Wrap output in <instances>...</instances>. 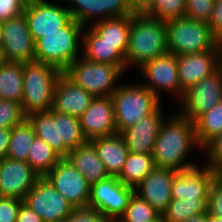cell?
<instances>
[{"instance_id": "15", "label": "cell", "mask_w": 222, "mask_h": 222, "mask_svg": "<svg viewBox=\"0 0 222 222\" xmlns=\"http://www.w3.org/2000/svg\"><path fill=\"white\" fill-rule=\"evenodd\" d=\"M71 17L87 27L97 21L133 15L136 10L130 0H67ZM94 20V21H93Z\"/></svg>"}, {"instance_id": "4", "label": "cell", "mask_w": 222, "mask_h": 222, "mask_svg": "<svg viewBox=\"0 0 222 222\" xmlns=\"http://www.w3.org/2000/svg\"><path fill=\"white\" fill-rule=\"evenodd\" d=\"M62 73L51 64L37 61L24 63L21 106L26 116L52 108L56 84Z\"/></svg>"}, {"instance_id": "24", "label": "cell", "mask_w": 222, "mask_h": 222, "mask_svg": "<svg viewBox=\"0 0 222 222\" xmlns=\"http://www.w3.org/2000/svg\"><path fill=\"white\" fill-rule=\"evenodd\" d=\"M66 158L87 179L90 185L110 176L91 141L70 150Z\"/></svg>"}, {"instance_id": "52", "label": "cell", "mask_w": 222, "mask_h": 222, "mask_svg": "<svg viewBox=\"0 0 222 222\" xmlns=\"http://www.w3.org/2000/svg\"><path fill=\"white\" fill-rule=\"evenodd\" d=\"M105 222H122L120 219H107Z\"/></svg>"}, {"instance_id": "25", "label": "cell", "mask_w": 222, "mask_h": 222, "mask_svg": "<svg viewBox=\"0 0 222 222\" xmlns=\"http://www.w3.org/2000/svg\"><path fill=\"white\" fill-rule=\"evenodd\" d=\"M91 142L107 173L110 176H118L129 153L124 137L117 133L108 137L94 139Z\"/></svg>"}, {"instance_id": "18", "label": "cell", "mask_w": 222, "mask_h": 222, "mask_svg": "<svg viewBox=\"0 0 222 222\" xmlns=\"http://www.w3.org/2000/svg\"><path fill=\"white\" fill-rule=\"evenodd\" d=\"M186 170L175 171L171 195L172 199H184L195 201L198 198H208L211 183L217 172L211 169L206 163Z\"/></svg>"}, {"instance_id": "41", "label": "cell", "mask_w": 222, "mask_h": 222, "mask_svg": "<svg viewBox=\"0 0 222 222\" xmlns=\"http://www.w3.org/2000/svg\"><path fill=\"white\" fill-rule=\"evenodd\" d=\"M206 164L216 172L222 167V133L213 139L204 149Z\"/></svg>"}, {"instance_id": "12", "label": "cell", "mask_w": 222, "mask_h": 222, "mask_svg": "<svg viewBox=\"0 0 222 222\" xmlns=\"http://www.w3.org/2000/svg\"><path fill=\"white\" fill-rule=\"evenodd\" d=\"M23 14L35 42L45 34L58 32L72 19L67 6L47 0H29Z\"/></svg>"}, {"instance_id": "14", "label": "cell", "mask_w": 222, "mask_h": 222, "mask_svg": "<svg viewBox=\"0 0 222 222\" xmlns=\"http://www.w3.org/2000/svg\"><path fill=\"white\" fill-rule=\"evenodd\" d=\"M2 52L6 61L30 63L34 61L35 41L30 34L24 14L2 22Z\"/></svg>"}, {"instance_id": "38", "label": "cell", "mask_w": 222, "mask_h": 222, "mask_svg": "<svg viewBox=\"0 0 222 222\" xmlns=\"http://www.w3.org/2000/svg\"><path fill=\"white\" fill-rule=\"evenodd\" d=\"M215 0H186L185 17L207 23Z\"/></svg>"}, {"instance_id": "39", "label": "cell", "mask_w": 222, "mask_h": 222, "mask_svg": "<svg viewBox=\"0 0 222 222\" xmlns=\"http://www.w3.org/2000/svg\"><path fill=\"white\" fill-rule=\"evenodd\" d=\"M103 214L91 206L74 207L63 222H105Z\"/></svg>"}, {"instance_id": "8", "label": "cell", "mask_w": 222, "mask_h": 222, "mask_svg": "<svg viewBox=\"0 0 222 222\" xmlns=\"http://www.w3.org/2000/svg\"><path fill=\"white\" fill-rule=\"evenodd\" d=\"M222 101V66L212 75L192 85L180 100L178 113L195 121L201 114Z\"/></svg>"}, {"instance_id": "47", "label": "cell", "mask_w": 222, "mask_h": 222, "mask_svg": "<svg viewBox=\"0 0 222 222\" xmlns=\"http://www.w3.org/2000/svg\"><path fill=\"white\" fill-rule=\"evenodd\" d=\"M151 0H130L132 7L136 11H142Z\"/></svg>"}, {"instance_id": "22", "label": "cell", "mask_w": 222, "mask_h": 222, "mask_svg": "<svg viewBox=\"0 0 222 222\" xmlns=\"http://www.w3.org/2000/svg\"><path fill=\"white\" fill-rule=\"evenodd\" d=\"M94 97L71 81L64 73L56 84L52 109L58 113L80 117Z\"/></svg>"}, {"instance_id": "23", "label": "cell", "mask_w": 222, "mask_h": 222, "mask_svg": "<svg viewBox=\"0 0 222 222\" xmlns=\"http://www.w3.org/2000/svg\"><path fill=\"white\" fill-rule=\"evenodd\" d=\"M86 27L82 34V57L88 61L117 65L126 72L125 56L117 49V45L103 41L90 26L88 29Z\"/></svg>"}, {"instance_id": "46", "label": "cell", "mask_w": 222, "mask_h": 222, "mask_svg": "<svg viewBox=\"0 0 222 222\" xmlns=\"http://www.w3.org/2000/svg\"><path fill=\"white\" fill-rule=\"evenodd\" d=\"M11 136V129L0 128V160L6 158Z\"/></svg>"}, {"instance_id": "50", "label": "cell", "mask_w": 222, "mask_h": 222, "mask_svg": "<svg viewBox=\"0 0 222 222\" xmlns=\"http://www.w3.org/2000/svg\"><path fill=\"white\" fill-rule=\"evenodd\" d=\"M6 62L5 56L2 52V50L0 49V67Z\"/></svg>"}, {"instance_id": "29", "label": "cell", "mask_w": 222, "mask_h": 222, "mask_svg": "<svg viewBox=\"0 0 222 222\" xmlns=\"http://www.w3.org/2000/svg\"><path fill=\"white\" fill-rule=\"evenodd\" d=\"M152 154L128 153L118 179L134 188L155 168Z\"/></svg>"}, {"instance_id": "54", "label": "cell", "mask_w": 222, "mask_h": 222, "mask_svg": "<svg viewBox=\"0 0 222 222\" xmlns=\"http://www.w3.org/2000/svg\"><path fill=\"white\" fill-rule=\"evenodd\" d=\"M156 222H163L162 218L160 217Z\"/></svg>"}, {"instance_id": "45", "label": "cell", "mask_w": 222, "mask_h": 222, "mask_svg": "<svg viewBox=\"0 0 222 222\" xmlns=\"http://www.w3.org/2000/svg\"><path fill=\"white\" fill-rule=\"evenodd\" d=\"M17 222H44L27 204L21 203L18 212Z\"/></svg>"}, {"instance_id": "53", "label": "cell", "mask_w": 222, "mask_h": 222, "mask_svg": "<svg viewBox=\"0 0 222 222\" xmlns=\"http://www.w3.org/2000/svg\"><path fill=\"white\" fill-rule=\"evenodd\" d=\"M217 176L222 179V167L217 171Z\"/></svg>"}, {"instance_id": "11", "label": "cell", "mask_w": 222, "mask_h": 222, "mask_svg": "<svg viewBox=\"0 0 222 222\" xmlns=\"http://www.w3.org/2000/svg\"><path fill=\"white\" fill-rule=\"evenodd\" d=\"M44 177L73 207L88 206L91 185L67 158H61Z\"/></svg>"}, {"instance_id": "10", "label": "cell", "mask_w": 222, "mask_h": 222, "mask_svg": "<svg viewBox=\"0 0 222 222\" xmlns=\"http://www.w3.org/2000/svg\"><path fill=\"white\" fill-rule=\"evenodd\" d=\"M23 202L44 222H63L74 208L45 177L34 184Z\"/></svg>"}, {"instance_id": "3", "label": "cell", "mask_w": 222, "mask_h": 222, "mask_svg": "<svg viewBox=\"0 0 222 222\" xmlns=\"http://www.w3.org/2000/svg\"><path fill=\"white\" fill-rule=\"evenodd\" d=\"M84 26L73 18L58 32L45 34L35 42L34 61L51 64L62 72L82 56V34Z\"/></svg>"}, {"instance_id": "31", "label": "cell", "mask_w": 222, "mask_h": 222, "mask_svg": "<svg viewBox=\"0 0 222 222\" xmlns=\"http://www.w3.org/2000/svg\"><path fill=\"white\" fill-rule=\"evenodd\" d=\"M36 135L32 124L26 118L11 129L7 158L27 162L30 146Z\"/></svg>"}, {"instance_id": "5", "label": "cell", "mask_w": 222, "mask_h": 222, "mask_svg": "<svg viewBox=\"0 0 222 222\" xmlns=\"http://www.w3.org/2000/svg\"><path fill=\"white\" fill-rule=\"evenodd\" d=\"M168 52L176 56L205 51H222L207 23L187 17L166 21Z\"/></svg>"}, {"instance_id": "27", "label": "cell", "mask_w": 222, "mask_h": 222, "mask_svg": "<svg viewBox=\"0 0 222 222\" xmlns=\"http://www.w3.org/2000/svg\"><path fill=\"white\" fill-rule=\"evenodd\" d=\"M131 15L97 21L90 27L109 44L117 45V49L125 56L128 48Z\"/></svg>"}, {"instance_id": "19", "label": "cell", "mask_w": 222, "mask_h": 222, "mask_svg": "<svg viewBox=\"0 0 222 222\" xmlns=\"http://www.w3.org/2000/svg\"><path fill=\"white\" fill-rule=\"evenodd\" d=\"M178 78L185 93L192 85L222 66V51H205L177 56Z\"/></svg>"}, {"instance_id": "26", "label": "cell", "mask_w": 222, "mask_h": 222, "mask_svg": "<svg viewBox=\"0 0 222 222\" xmlns=\"http://www.w3.org/2000/svg\"><path fill=\"white\" fill-rule=\"evenodd\" d=\"M54 122H57L58 155L61 158H66L70 150L87 142L78 117L54 111Z\"/></svg>"}, {"instance_id": "7", "label": "cell", "mask_w": 222, "mask_h": 222, "mask_svg": "<svg viewBox=\"0 0 222 222\" xmlns=\"http://www.w3.org/2000/svg\"><path fill=\"white\" fill-rule=\"evenodd\" d=\"M63 73L93 97H108L116 91L117 82L125 72L117 65L88 61L80 56Z\"/></svg>"}, {"instance_id": "44", "label": "cell", "mask_w": 222, "mask_h": 222, "mask_svg": "<svg viewBox=\"0 0 222 222\" xmlns=\"http://www.w3.org/2000/svg\"><path fill=\"white\" fill-rule=\"evenodd\" d=\"M207 25L213 36L222 43V0L214 1V6Z\"/></svg>"}, {"instance_id": "48", "label": "cell", "mask_w": 222, "mask_h": 222, "mask_svg": "<svg viewBox=\"0 0 222 222\" xmlns=\"http://www.w3.org/2000/svg\"><path fill=\"white\" fill-rule=\"evenodd\" d=\"M183 222H208V213L194 215Z\"/></svg>"}, {"instance_id": "28", "label": "cell", "mask_w": 222, "mask_h": 222, "mask_svg": "<svg viewBox=\"0 0 222 222\" xmlns=\"http://www.w3.org/2000/svg\"><path fill=\"white\" fill-rule=\"evenodd\" d=\"M24 63L6 61L0 67V99L21 104Z\"/></svg>"}, {"instance_id": "49", "label": "cell", "mask_w": 222, "mask_h": 222, "mask_svg": "<svg viewBox=\"0 0 222 222\" xmlns=\"http://www.w3.org/2000/svg\"><path fill=\"white\" fill-rule=\"evenodd\" d=\"M208 222H222V218L208 215Z\"/></svg>"}, {"instance_id": "13", "label": "cell", "mask_w": 222, "mask_h": 222, "mask_svg": "<svg viewBox=\"0 0 222 222\" xmlns=\"http://www.w3.org/2000/svg\"><path fill=\"white\" fill-rule=\"evenodd\" d=\"M140 72L147 81L142 83L159 99L162 92L166 91L176 95L180 101L184 95L178 78L177 56L166 53L145 63ZM163 90V91H162ZM162 91V92H160Z\"/></svg>"}, {"instance_id": "37", "label": "cell", "mask_w": 222, "mask_h": 222, "mask_svg": "<svg viewBox=\"0 0 222 222\" xmlns=\"http://www.w3.org/2000/svg\"><path fill=\"white\" fill-rule=\"evenodd\" d=\"M26 118L21 104L0 99V128L12 129Z\"/></svg>"}, {"instance_id": "30", "label": "cell", "mask_w": 222, "mask_h": 222, "mask_svg": "<svg viewBox=\"0 0 222 222\" xmlns=\"http://www.w3.org/2000/svg\"><path fill=\"white\" fill-rule=\"evenodd\" d=\"M194 123L196 140L202 150L222 133V101L201 114Z\"/></svg>"}, {"instance_id": "51", "label": "cell", "mask_w": 222, "mask_h": 222, "mask_svg": "<svg viewBox=\"0 0 222 222\" xmlns=\"http://www.w3.org/2000/svg\"><path fill=\"white\" fill-rule=\"evenodd\" d=\"M2 39H3V35H2V22H0V49L2 48Z\"/></svg>"}, {"instance_id": "33", "label": "cell", "mask_w": 222, "mask_h": 222, "mask_svg": "<svg viewBox=\"0 0 222 222\" xmlns=\"http://www.w3.org/2000/svg\"><path fill=\"white\" fill-rule=\"evenodd\" d=\"M60 159L61 157L44 140L35 137L29 149L27 162L40 177H44Z\"/></svg>"}, {"instance_id": "43", "label": "cell", "mask_w": 222, "mask_h": 222, "mask_svg": "<svg viewBox=\"0 0 222 222\" xmlns=\"http://www.w3.org/2000/svg\"><path fill=\"white\" fill-rule=\"evenodd\" d=\"M22 202L21 200L0 196V222H17Z\"/></svg>"}, {"instance_id": "21", "label": "cell", "mask_w": 222, "mask_h": 222, "mask_svg": "<svg viewBox=\"0 0 222 222\" xmlns=\"http://www.w3.org/2000/svg\"><path fill=\"white\" fill-rule=\"evenodd\" d=\"M175 171L155 167L134 189L161 215L172 200L171 188Z\"/></svg>"}, {"instance_id": "32", "label": "cell", "mask_w": 222, "mask_h": 222, "mask_svg": "<svg viewBox=\"0 0 222 222\" xmlns=\"http://www.w3.org/2000/svg\"><path fill=\"white\" fill-rule=\"evenodd\" d=\"M204 213H208V198H198L195 201L172 199L161 218L163 222H183L194 215Z\"/></svg>"}, {"instance_id": "6", "label": "cell", "mask_w": 222, "mask_h": 222, "mask_svg": "<svg viewBox=\"0 0 222 222\" xmlns=\"http://www.w3.org/2000/svg\"><path fill=\"white\" fill-rule=\"evenodd\" d=\"M111 97L114 103L115 126L118 133L139 122L162 105L161 99L142 83H119Z\"/></svg>"}, {"instance_id": "9", "label": "cell", "mask_w": 222, "mask_h": 222, "mask_svg": "<svg viewBox=\"0 0 222 222\" xmlns=\"http://www.w3.org/2000/svg\"><path fill=\"white\" fill-rule=\"evenodd\" d=\"M134 188L126 186L117 176H109L91 185L88 206L107 219H119L125 212Z\"/></svg>"}, {"instance_id": "35", "label": "cell", "mask_w": 222, "mask_h": 222, "mask_svg": "<svg viewBox=\"0 0 222 222\" xmlns=\"http://www.w3.org/2000/svg\"><path fill=\"white\" fill-rule=\"evenodd\" d=\"M141 12L164 22L183 18L186 13V0H151Z\"/></svg>"}, {"instance_id": "1", "label": "cell", "mask_w": 222, "mask_h": 222, "mask_svg": "<svg viewBox=\"0 0 222 222\" xmlns=\"http://www.w3.org/2000/svg\"><path fill=\"white\" fill-rule=\"evenodd\" d=\"M166 119L158 133L152 153L155 166L174 171L196 166V163L186 161L190 150L195 147L201 149L196 140L195 123L178 112Z\"/></svg>"}, {"instance_id": "17", "label": "cell", "mask_w": 222, "mask_h": 222, "mask_svg": "<svg viewBox=\"0 0 222 222\" xmlns=\"http://www.w3.org/2000/svg\"><path fill=\"white\" fill-rule=\"evenodd\" d=\"M79 122L87 141L117 134L112 97H94Z\"/></svg>"}, {"instance_id": "16", "label": "cell", "mask_w": 222, "mask_h": 222, "mask_svg": "<svg viewBox=\"0 0 222 222\" xmlns=\"http://www.w3.org/2000/svg\"><path fill=\"white\" fill-rule=\"evenodd\" d=\"M41 177L28 162L4 158L0 160V196L24 201L27 193Z\"/></svg>"}, {"instance_id": "2", "label": "cell", "mask_w": 222, "mask_h": 222, "mask_svg": "<svg viewBox=\"0 0 222 222\" xmlns=\"http://www.w3.org/2000/svg\"><path fill=\"white\" fill-rule=\"evenodd\" d=\"M168 53L167 31L164 21L150 18L141 11L131 15L126 71L141 68L145 63Z\"/></svg>"}, {"instance_id": "20", "label": "cell", "mask_w": 222, "mask_h": 222, "mask_svg": "<svg viewBox=\"0 0 222 222\" xmlns=\"http://www.w3.org/2000/svg\"><path fill=\"white\" fill-rule=\"evenodd\" d=\"M160 105L139 122L127 127L120 134L124 137L129 153L152 154L156 138L165 121Z\"/></svg>"}, {"instance_id": "42", "label": "cell", "mask_w": 222, "mask_h": 222, "mask_svg": "<svg viewBox=\"0 0 222 222\" xmlns=\"http://www.w3.org/2000/svg\"><path fill=\"white\" fill-rule=\"evenodd\" d=\"M29 0H0V22L21 16Z\"/></svg>"}, {"instance_id": "40", "label": "cell", "mask_w": 222, "mask_h": 222, "mask_svg": "<svg viewBox=\"0 0 222 222\" xmlns=\"http://www.w3.org/2000/svg\"><path fill=\"white\" fill-rule=\"evenodd\" d=\"M208 215L222 218V179L217 175L209 190Z\"/></svg>"}, {"instance_id": "34", "label": "cell", "mask_w": 222, "mask_h": 222, "mask_svg": "<svg viewBox=\"0 0 222 222\" xmlns=\"http://www.w3.org/2000/svg\"><path fill=\"white\" fill-rule=\"evenodd\" d=\"M27 119L32 124L37 138L44 140L58 154L57 122H54V110L29 114Z\"/></svg>"}, {"instance_id": "36", "label": "cell", "mask_w": 222, "mask_h": 222, "mask_svg": "<svg viewBox=\"0 0 222 222\" xmlns=\"http://www.w3.org/2000/svg\"><path fill=\"white\" fill-rule=\"evenodd\" d=\"M161 214L136 193L131 196L128 206L119 218L122 222H156Z\"/></svg>"}]
</instances>
